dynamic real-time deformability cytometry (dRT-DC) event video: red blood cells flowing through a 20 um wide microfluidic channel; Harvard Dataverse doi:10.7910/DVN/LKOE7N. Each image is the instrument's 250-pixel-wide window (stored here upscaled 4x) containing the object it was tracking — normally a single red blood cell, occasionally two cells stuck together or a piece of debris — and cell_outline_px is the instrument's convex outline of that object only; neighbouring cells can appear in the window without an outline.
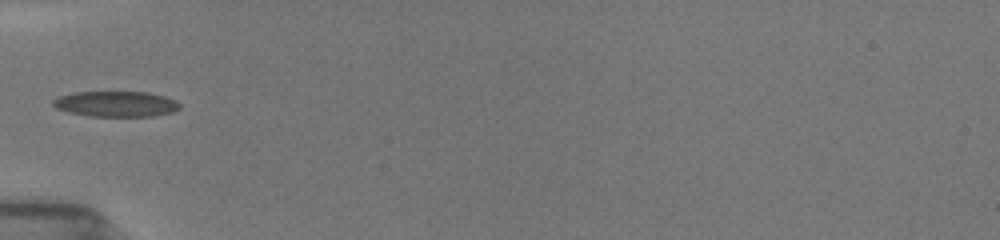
{"species": "common noctule bat (a hibernating species)", "species_latin": "Nyctalus noctula", "temperature_condition": "room temperature", "stored_images_in_passage": 2, "camera_frame_rate_fps": 3000, "um_per_image_px": 0.085, "animal": {"sex": "female", "body_mass_g": 19.5, "forearm_length_mm": 54.1}, "frame": {"image": 1, "passage_image": 1, "time_ms": 0.0, "image_size_px": [1000, 240], "cell_outline_px": [[180, 108], [172, 112], [152, 116], [88, 116], [68, 112], [56, 108], [52, 104], [52, 100], [60, 96], [72, 92], [148, 92], [164, 96], [176, 100], [180, 104]], "centroid_in_image_um": [9.85, 8.83], "position_along_channel_um": 75.2, "area_um2": 18.9}}